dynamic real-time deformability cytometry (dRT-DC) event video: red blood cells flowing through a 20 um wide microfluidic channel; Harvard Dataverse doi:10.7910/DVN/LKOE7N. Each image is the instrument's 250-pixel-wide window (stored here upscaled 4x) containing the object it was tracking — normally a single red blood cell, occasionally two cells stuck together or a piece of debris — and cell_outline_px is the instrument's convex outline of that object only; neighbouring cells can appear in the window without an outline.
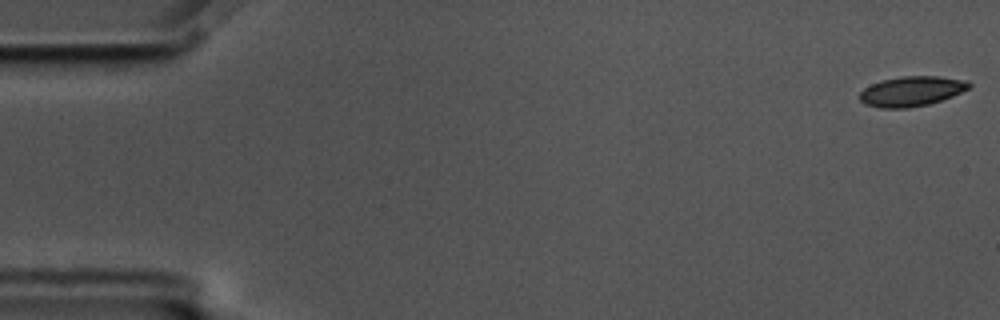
{"species": "common noctule bat (a hibernating species)", "species_latin": "Nyctalus noctula", "temperature_condition": "cold", "stored_images_in_passage": 58, "camera_frame_rate_fps": 3000, "um_per_image_px": 0.085, "animal": {"sex": "male", "body_mass_g": 17.5, "forearm_length_mm": 52.3}, "frame": {"image": 1, "passage_image": 1, "time_ms": 0.0, "image_size_px": [1000, 320], "cell_outline_px": [[972, 84], [968, 88], [952, 96], [928, 104], [908, 108], [880, 108], [864, 104], [860, 100], [860, 92], [864, 88], [880, 80], [904, 76], [936, 76], [968, 80]], "centroid_in_image_um": [77.46, 7.75], "position_along_channel_um": 7.5, "area_um2": 19.02}}
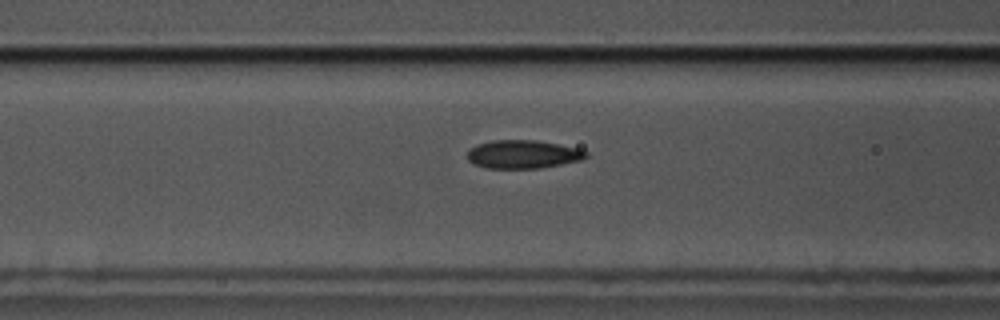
{"frame": {"image": 2, "passage_image": 23, "time_ms": 7.333, "image_size_px": [1000, 320], "cell_outline_px": [[588, 156], [580, 160], [540, 168], [484, 168], [468, 160], [468, 152], [476, 144], [492, 140], [536, 140], [576, 148], [588, 152]], "centroid_in_image_um": [44.43, 13.11], "position_along_channel_um": 122.2, "area_um2": 19.36}}
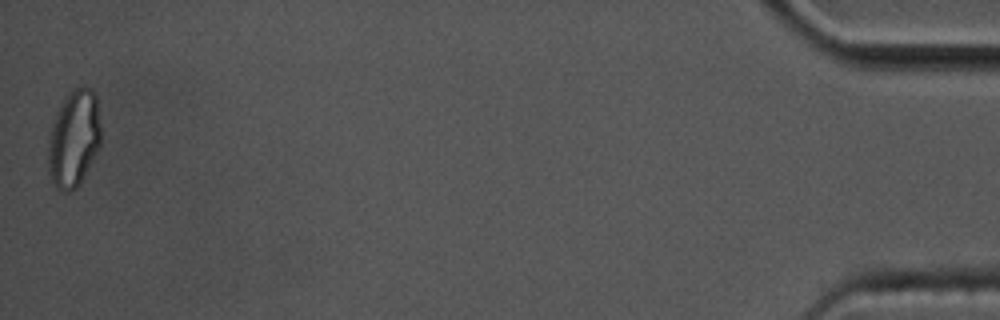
{"frame": {"image": 3, "passage_image": 58, "time_ms": 19.0, "image_size_px": [1000, 320], "cell_outline_px": [[100, 144], [80, 184], [76, 188], [68, 192], [64, 192], [56, 188], [48, 172], [48, 140], [52, 124], [56, 112], [64, 96], [72, 88], [84, 84], [92, 88], [96, 96], [100, 128]], "centroid_in_image_um": [6.26, 11.74], "position_along_channel_um": 428.9, "area_um2": 30.11}, "authors_computed_cell_mechanics": {"area_um2": 19.6809, "velocity_mm_per_s": 3.4438, "shape_relaxation_time_tau1_ms": 6.893, "shape_relaxation_time_tau2_ms": 1.8803, "deformation_change_tau1": 0.1381, "deformation_change_tau2": 0.0529}}